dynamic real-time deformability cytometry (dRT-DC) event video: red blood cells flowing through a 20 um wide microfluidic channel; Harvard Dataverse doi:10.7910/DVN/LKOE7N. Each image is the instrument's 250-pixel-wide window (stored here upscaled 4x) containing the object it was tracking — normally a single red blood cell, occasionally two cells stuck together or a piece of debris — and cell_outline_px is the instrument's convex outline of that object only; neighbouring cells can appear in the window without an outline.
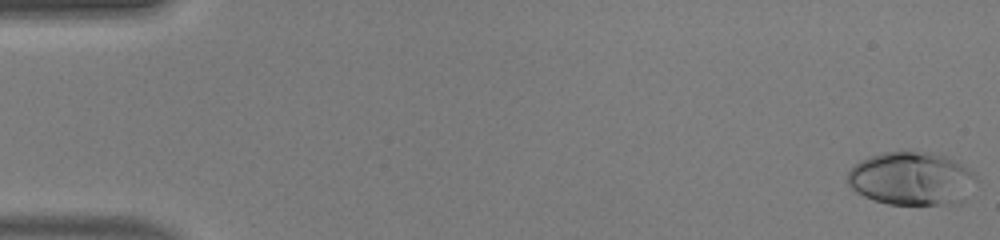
{"species": "human", "species_latin": "Homo sapiens", "temperature_condition": "warm", "stored_images_in_passage": 49, "camera_frame_rate_fps": 3000, "um_per_image_px": 0.085, "donor": {"sex": "male"}, "frame": {"image": 1, "passage_image": 1, "time_ms": 0.0, "image_size_px": [1000, 240], "cell_outline_px": [[980, 180], [964, 200], [960, 204], [888, 204], [872, 200], [856, 192], [848, 184], [848, 172], [860, 160], [868, 156], [884, 152], [932, 152], [944, 156], [960, 164], [972, 172]], "centroid_in_image_um": [77.51, 15.2], "position_along_channel_um": 7.5, "area_um2": 40.17}}
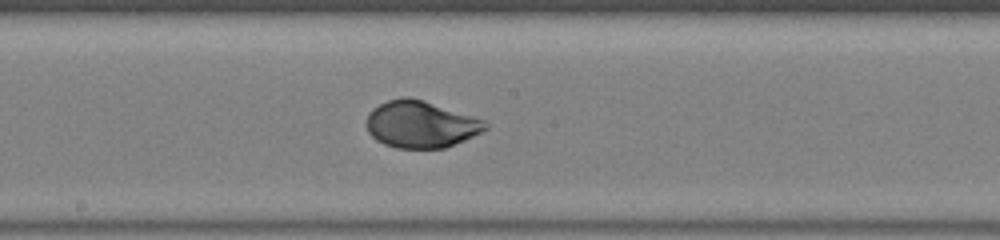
{"frame": {"image": 2, "passage_image": 27, "time_ms": 8.667, "image_size_px": [1000, 240], "cell_outline_px": [[488, 128], [464, 140], [444, 148], [396, 148], [384, 144], [376, 140], [368, 132], [364, 124], [364, 120], [368, 112], [372, 108], [388, 100], [400, 96], [408, 96], [484, 120], [488, 124]], "centroid_in_image_um": [35.68, 10.57], "position_along_channel_um": 212.5, "area_um2": 32.37}}
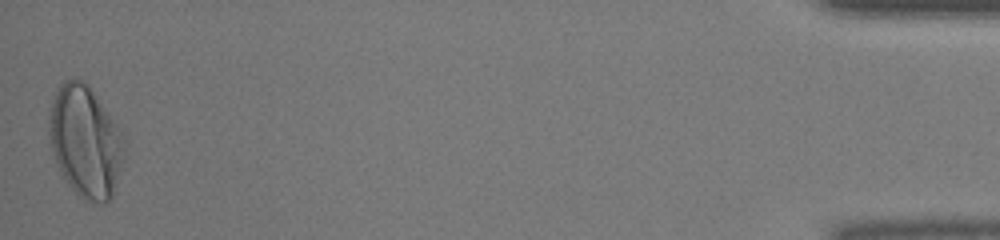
{"frame": {"image": 3, "passage_image": 49, "time_ms": 16.0, "image_size_px": [1000, 240], "cell_outline_px": [[124, 156], [112, 196], [108, 204], [100, 204], [84, 200], [68, 184], [56, 164], [48, 132], [48, 116], [52, 100], [60, 84], [64, 80], [84, 80], [88, 84], [116, 124], [124, 140]], "centroid_in_image_um": [7.24, 12.04], "position_along_channel_um": 428.0, "area_um2": 48.61}, "authors_computed_cell_mechanics": {"area_um2": 34.1598, "velocity_mm_per_s": 4.2012, "shape_relaxation_time_tau1_ms": 3.6567, "shape_relaxation_time_tau2_ms": null, "deformation_change_tau1": 0.2109, "deformation_change_tau2": null}}